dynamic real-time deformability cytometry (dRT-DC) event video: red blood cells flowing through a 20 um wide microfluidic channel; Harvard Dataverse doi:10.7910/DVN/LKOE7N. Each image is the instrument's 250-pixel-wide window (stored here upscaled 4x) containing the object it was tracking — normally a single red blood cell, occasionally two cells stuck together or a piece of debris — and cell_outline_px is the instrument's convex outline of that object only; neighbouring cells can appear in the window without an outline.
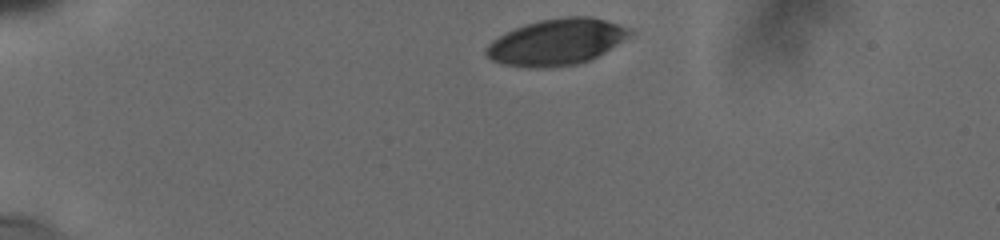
{"species": "human", "species_latin": "Homo sapiens", "temperature_condition": "cold", "stored_images_in_passage": 35, "camera_frame_rate_fps": 3000, "um_per_image_px": 0.085, "donor": {"sex": "male"}, "frame": {"image": 1, "passage_image": 1, "time_ms": 0.0, "image_size_px": [1000, 240], "cell_outline_px": [[636, 32], [632, 36], [592, 60], [576, 64], [548, 68], [528, 68], [504, 64], [492, 60], [484, 52], [484, 48], [492, 40], [524, 24], [540, 20], [564, 16], [588, 16], [620, 24], [632, 28]], "centroid_in_image_um": [47.37, 3.57], "position_along_channel_um": 37.6, "area_um2": 39.13}}
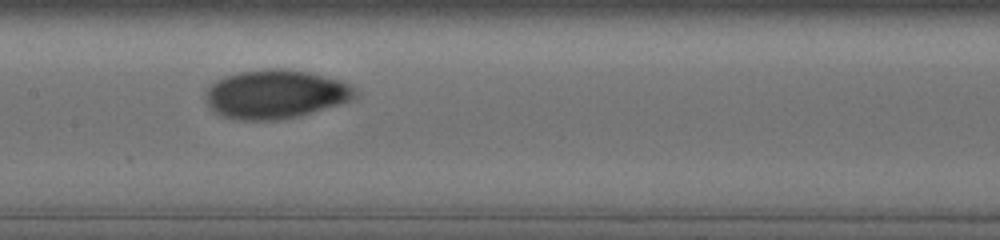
{"frame": {"image": 2, "passage_image": 17, "time_ms": 5.667, "image_size_px": [1000, 240], "cell_outline_px": [[356, 96], [348, 100], [300, 116], [276, 120], [236, 120], [220, 116], [208, 108], [204, 96], [204, 92], [208, 84], [224, 76], [240, 72], [272, 68], [288, 68], [308, 72], [340, 80], [348, 84], [352, 88]], "centroid_in_image_um": [23.29, 8.01], "position_along_channel_um": 184.1, "area_um2": 42.6}}
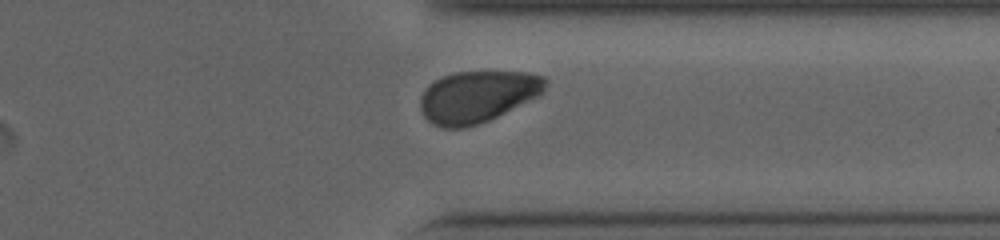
{"frame": {"image": 3, "passage_image": 31, "time_ms": 10.667, "image_size_px": [1000, 240], "cell_outline_px": [[548, 80], [540, 96], [488, 120], [464, 128], [444, 128], [432, 124], [424, 116], [420, 104], [420, 96], [424, 88], [428, 84], [444, 76], [456, 72], [528, 72], [544, 76]], "centroid_in_image_um": [40.58, 8.2], "position_along_channel_um": 370.8, "area_um2": 37.63}, "authors_computed_cell_mechanics": {"area_um2": 40.5756, "velocity_mm_per_s": 3.7505, "shape_relaxation_time_tau1_ms": 4.9449, "shape_relaxation_time_tau2_ms": 2.0883, "deformation_change_tau1": 0.1645, "deformation_change_tau2": 0.0308}}